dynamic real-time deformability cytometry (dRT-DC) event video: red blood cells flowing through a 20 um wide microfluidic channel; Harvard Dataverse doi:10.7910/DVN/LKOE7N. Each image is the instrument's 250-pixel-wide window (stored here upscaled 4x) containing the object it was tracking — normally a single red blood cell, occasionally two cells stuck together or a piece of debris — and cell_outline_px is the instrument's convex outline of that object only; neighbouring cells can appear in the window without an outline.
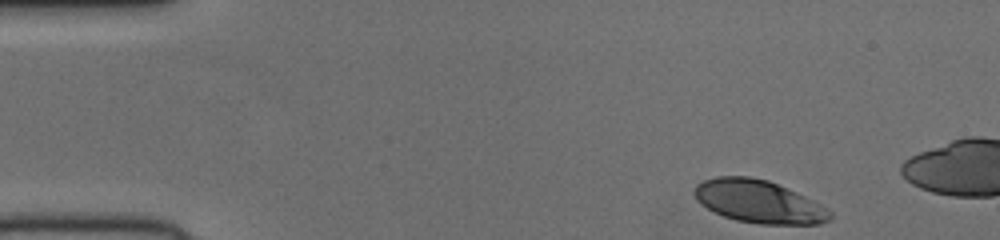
{"species": "human", "species_latin": "Homo sapiens", "temperature_condition": "cold", "stored_images_in_passage": 10, "camera_frame_rate_fps": 3000, "um_per_image_px": 0.085, "donor": {"sex": "female"}, "frame": {"image": 1, "passage_image": 1, "time_ms": 0.0, "image_size_px": [1000, 240], "cell_outline_px": [[832, 216], [828, 220], [820, 224], [760, 224], [736, 220], [724, 216], [700, 204], [696, 200], [692, 192], [696, 184], [704, 180], [716, 176], [752, 176], [768, 180], [796, 192], [812, 200], [832, 212]], "centroid_in_image_um": [64.45, 17.12], "position_along_channel_um": 20.6, "area_um2": 33.76}}